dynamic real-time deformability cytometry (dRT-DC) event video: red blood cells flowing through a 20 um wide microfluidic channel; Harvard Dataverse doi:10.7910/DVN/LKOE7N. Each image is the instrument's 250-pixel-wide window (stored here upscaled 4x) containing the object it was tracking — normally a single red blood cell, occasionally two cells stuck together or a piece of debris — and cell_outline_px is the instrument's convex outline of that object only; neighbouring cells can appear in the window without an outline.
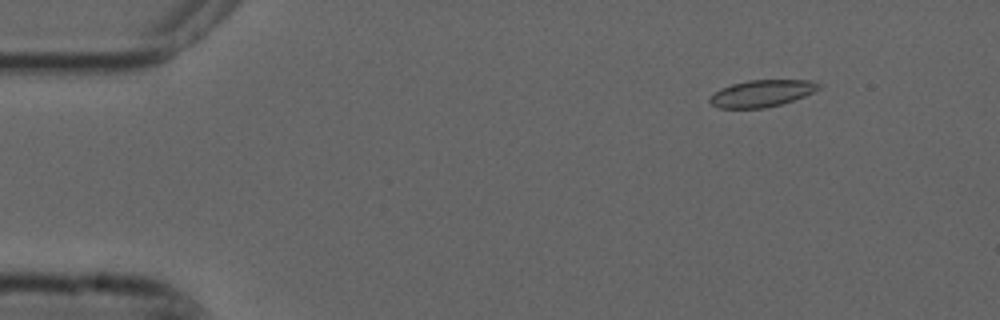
{"species": "common noctule bat (a hibernating species)", "species_latin": "Nyctalus noctula", "temperature_condition": "cold", "stored_images_in_passage": 6, "camera_frame_rate_fps": 3000, "um_per_image_px": 0.085, "animal": {"sex": "male", "forearm_length_mm": 52.5}, "frame": {"image": 1, "passage_image": 3, "time_ms": 0.667, "image_size_px": [1000, 320], "cell_outline_px": [[824, 84], [820, 88], [804, 96], [780, 104], [764, 108], [720, 108], [712, 104], [708, 100], [708, 96], [720, 88], [732, 84], [748, 80], [812, 80]], "centroid_in_image_um": [64.74, 7.92], "position_along_channel_um": 20.3, "area_um2": 17.11}}